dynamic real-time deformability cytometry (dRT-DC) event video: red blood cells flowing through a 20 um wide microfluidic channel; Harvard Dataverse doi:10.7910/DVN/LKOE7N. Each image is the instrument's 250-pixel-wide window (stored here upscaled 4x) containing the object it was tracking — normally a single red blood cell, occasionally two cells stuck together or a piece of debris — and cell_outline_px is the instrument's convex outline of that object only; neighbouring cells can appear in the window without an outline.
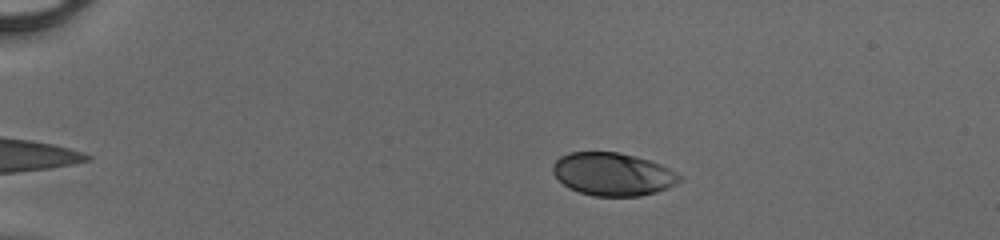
{"species": "human", "species_latin": "Homo sapiens", "temperature_condition": "cold", "stored_images_in_passage": 42, "camera_frame_rate_fps": 3000, "um_per_image_px": 0.085, "donor": {"sex": "male"}, "frame": {"image": 1, "passage_image": 3, "time_ms": 0.667, "image_size_px": [1000, 240], "cell_outline_px": [[684, 176], [676, 184], [668, 188], [656, 192], [640, 196], [592, 196], [568, 188], [552, 172], [552, 164], [560, 156], [568, 152], [616, 152], [648, 160], [660, 164]], "centroid_in_image_um": [52.08, 14.81], "position_along_channel_um": 32.9, "area_um2": 31.67}}
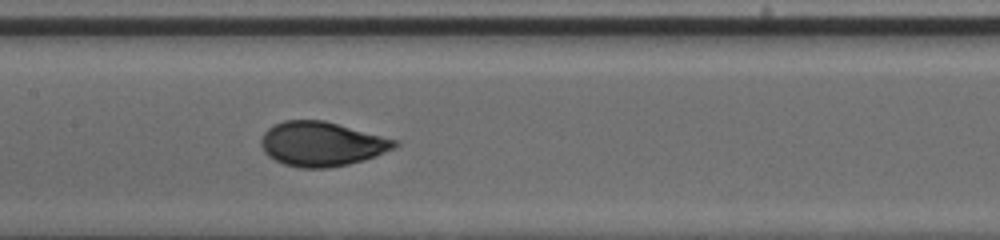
{"frame": {"image": 2, "passage_image": 19, "time_ms": 6.0, "image_size_px": [1000, 240], "cell_outline_px": [[400, 144], [396, 148], [376, 156], [364, 160], [348, 164], [328, 168], [304, 168], [284, 164], [268, 156], [264, 152], [260, 144], [260, 140], [264, 132], [268, 128], [284, 120], [324, 120], [400, 140]], "centroid_in_image_um": [27.38, 12.23], "position_along_channel_um": 180.0, "area_um2": 34.85}}
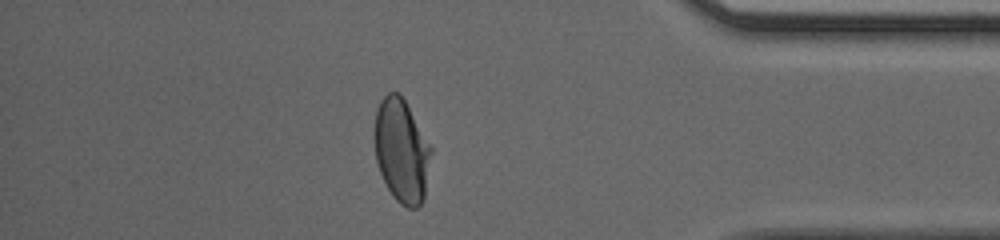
{"frame": {"image": 3, "passage_image": 36, "time_ms": 11.667, "image_size_px": [1000, 240], "cell_outline_px": [[432, 152], [424, 200], [416, 208], [408, 208], [400, 204], [392, 196], [380, 172], [376, 160], [372, 132], [376, 108], [380, 100], [388, 92], [400, 92], [432, 148]], "centroid_in_image_um": [34.11, 12.79], "position_along_channel_um": 401.1, "area_um2": 34.68}}